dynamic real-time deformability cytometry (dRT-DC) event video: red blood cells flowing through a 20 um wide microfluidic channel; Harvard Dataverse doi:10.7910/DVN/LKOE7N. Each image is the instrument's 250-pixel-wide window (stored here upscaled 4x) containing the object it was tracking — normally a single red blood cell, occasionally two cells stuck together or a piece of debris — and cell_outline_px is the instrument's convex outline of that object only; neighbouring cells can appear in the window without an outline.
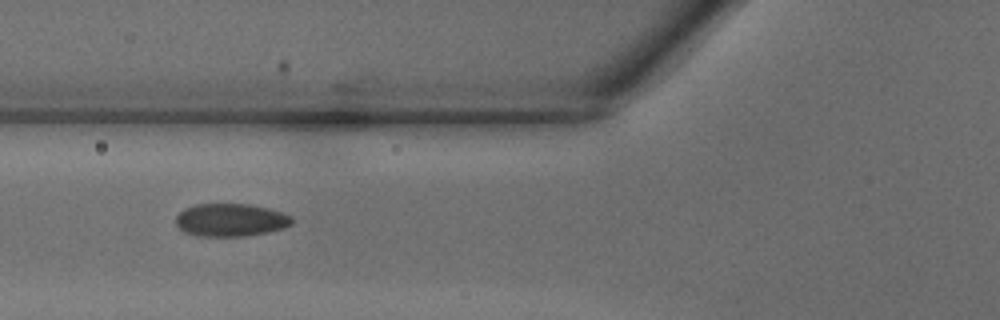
{"species": "common noctule bat (a hibernating species)", "species_latin": "Nyctalus noctula", "temperature_condition": "warm", "stored_images_in_passage": 25, "camera_frame_rate_fps": 3000, "um_per_image_px": 0.085, "animal": {"sex": "male", "body_mass_g": 18.8}, "frame": {"image": 1, "passage_image": 3, "time_ms": 0.667, "image_size_px": [1000, 320], "cell_outline_px": [[292, 224], [284, 228], [268, 232], [244, 236], [200, 236], [184, 232], [176, 224], [176, 216], [184, 208], [196, 204], [248, 204], [268, 208], [292, 216]], "centroid_in_image_um": [19.6, 18.7], "position_along_channel_um": 106.2, "area_um2": 22.2}}
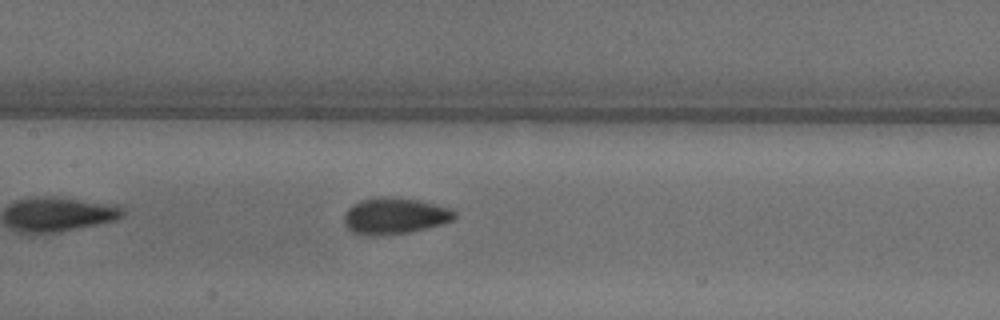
{"frame": {"image": 2, "passage_image": 7, "time_ms": 2.0, "image_size_px": [1000, 320], "cell_outline_px": [[456, 216], [452, 220], [440, 224], [408, 232], [352, 232], [344, 224], [344, 212], [352, 204], [360, 200], [380, 196], [396, 196], [420, 200], [448, 208], [456, 212]], "centroid_in_image_um": [33.55, 18.27], "position_along_channel_um": 173.9, "area_um2": 22.6}}
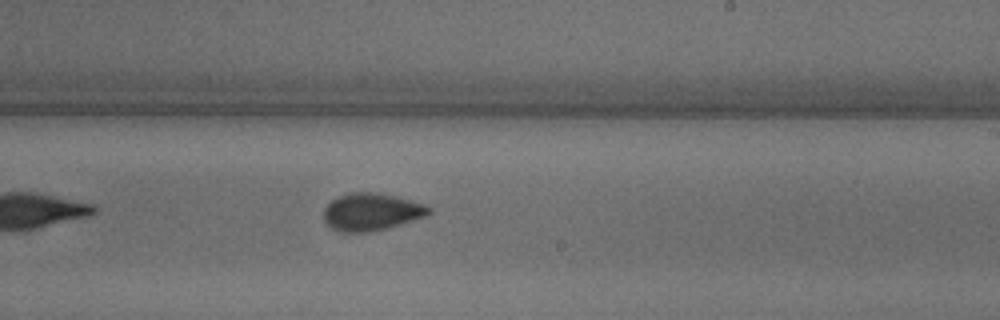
{"frame": {"image": 3, "passage_image": 12, "time_ms": 3.667, "image_size_px": [1000, 320], "cell_outline_px": [[432, 212], [428, 216], [388, 228], [368, 232], [340, 232], [332, 228], [324, 220], [324, 208], [336, 196], [352, 192], [376, 192], [396, 196], [424, 204], [432, 208]], "centroid_in_image_um": [31.59, 18.0], "position_along_channel_um": 257.4, "area_um2": 23.12}}